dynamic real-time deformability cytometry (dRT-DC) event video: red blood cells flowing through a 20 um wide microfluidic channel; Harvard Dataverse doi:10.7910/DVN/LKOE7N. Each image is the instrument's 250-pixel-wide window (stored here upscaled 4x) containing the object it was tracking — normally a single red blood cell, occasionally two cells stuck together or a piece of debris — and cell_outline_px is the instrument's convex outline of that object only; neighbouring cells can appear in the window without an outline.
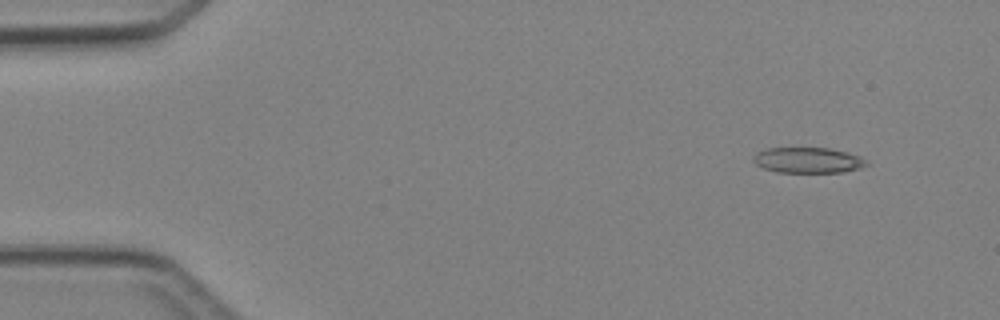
{"species": "Egyptian fruit bat (a non-hibernating species)", "species_latin": "Rousettus aegyptiacus", "temperature_condition": "cold", "stored_images_in_passage": 4, "camera_frame_rate_fps": 3000, "um_per_image_px": 0.085, "animal": {"sex": "female"}, "frame": {"image": 1, "passage_image": 1, "time_ms": 0.0, "image_size_px": [1000, 320], "cell_outline_px": [[868, 164], [860, 168], [844, 172], [776, 172], [764, 168], [756, 164], [752, 160], [756, 152], [768, 148], [832, 148], [848, 152], [860, 156], [868, 160]], "centroid_in_image_um": [68.71, 13.61], "position_along_channel_um": 16.3, "area_um2": 16.99}}
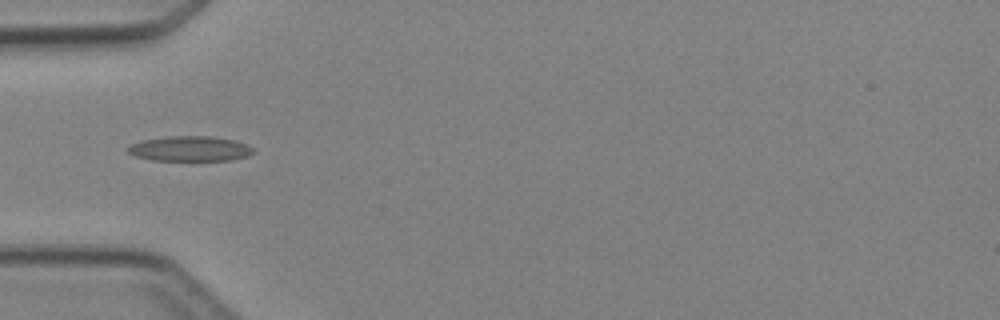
{"frame": {"image": 2, "passage_image": 4, "time_ms": 3.667, "image_size_px": [1000, 320], "cell_outline_px": [[256, 152], [248, 156], [232, 160], [152, 160], [132, 156], [124, 148], [140, 140], [172, 136], [208, 136], [232, 140], [244, 144], [252, 148]], "centroid_in_image_um": [16.09, 12.65], "position_along_channel_um": 68.9, "area_um2": 18.32}}